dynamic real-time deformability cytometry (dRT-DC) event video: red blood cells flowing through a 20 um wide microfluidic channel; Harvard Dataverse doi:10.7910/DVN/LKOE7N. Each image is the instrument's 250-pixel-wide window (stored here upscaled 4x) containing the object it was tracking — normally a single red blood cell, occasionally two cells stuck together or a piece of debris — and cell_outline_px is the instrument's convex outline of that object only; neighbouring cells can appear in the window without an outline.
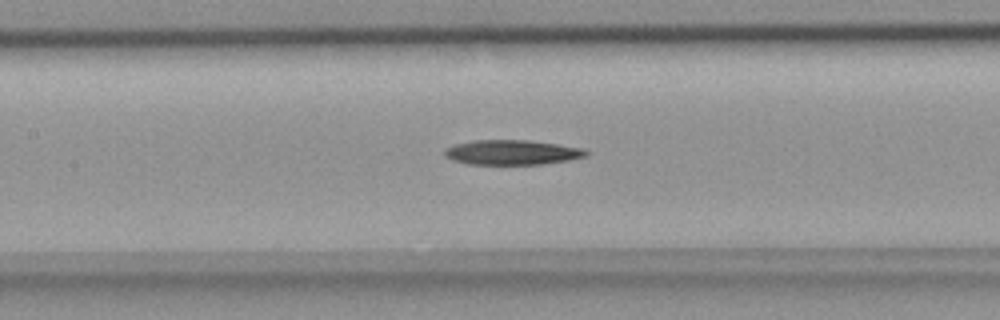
{"species": "common noctule bat (a hibernating species)", "species_latin": "Nyctalus noctula", "temperature_condition": "room temperature", "stored_images_in_passage": 50, "segment_of_instrument_passage": [1, 2], "camera_frame_rate_fps": 3000, "um_per_image_px": 0.085, "animal": {"sex": "female", "body_mass_g": 18.4}, "frame": {"image": 1, "passage_image": 22, "time_ms": 7.0, "image_size_px": [1000, 320], "cell_outline_px": [[588, 156], [568, 160], [540, 164], [468, 164], [452, 160], [444, 156], [444, 148], [456, 144], [472, 140], [528, 140], [556, 144], [580, 148], [588, 152]], "centroid_in_image_um": [43.46, 12.95], "position_along_channel_um": 163.9, "area_um2": 20.35}}
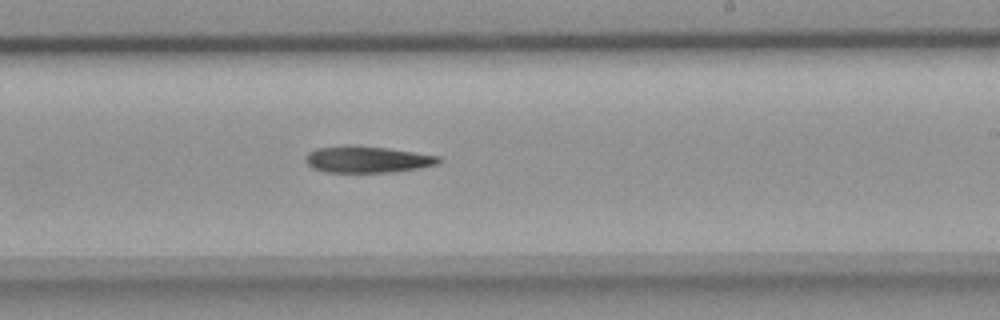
{"frame": {"image": 2, "passage_image": 29, "time_ms": 9.333, "image_size_px": [1000, 320], "cell_outline_px": [[440, 160], [436, 164], [420, 168], [396, 172], [324, 172], [312, 168], [304, 160], [304, 156], [308, 152], [316, 148], [344, 144], [352, 144], [388, 148], [440, 156]], "centroid_in_image_um": [31.15, 13.54], "position_along_channel_um": 257.8, "area_um2": 20.98}}
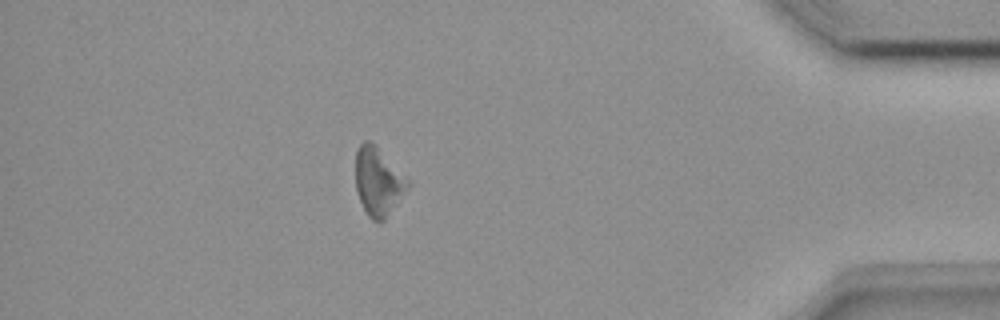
{"frame": {"image": 3, "passage_image": 43, "time_ms": 14.0, "image_size_px": [1000, 320], "cell_outline_px": [[412, 184], [384, 220], [380, 224], [372, 220], [368, 216], [360, 200], [356, 188], [356, 148], [364, 140], [368, 140], [412, 180]], "centroid_in_image_um": [32.18, 15.46], "position_along_channel_um": 403.0, "area_um2": 20.81}}